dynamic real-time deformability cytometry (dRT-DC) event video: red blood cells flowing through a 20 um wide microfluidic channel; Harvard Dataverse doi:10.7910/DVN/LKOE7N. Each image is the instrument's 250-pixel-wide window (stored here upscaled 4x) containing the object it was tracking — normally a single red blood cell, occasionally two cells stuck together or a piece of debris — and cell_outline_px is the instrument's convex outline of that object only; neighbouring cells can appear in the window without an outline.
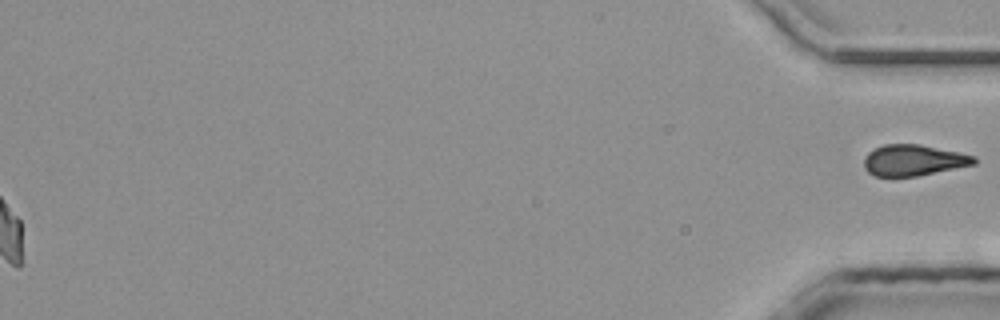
{"species": "common noctule bat (a hibernating species)", "species_latin": "Nyctalus noctula", "temperature_condition": "room temperature", "stored_images_in_passage": 45, "segment_of_instrument_passage": [2, 2], "camera_frame_rate_fps": 3000, "um_per_image_px": 0.085, "animal": {"sex": "male", "body_mass_g": 20.4}, "frame": {"image": 1, "passage_image": 45, "time_ms": 14.667, "image_size_px": [1000, 320], "cell_outline_px": [[976, 164], [916, 176], [876, 176], [868, 172], [864, 168], [864, 156], [868, 152], [884, 144], [920, 144], [960, 152], [976, 156]], "centroid_in_image_um": [77.65, 13.61], "position_along_channel_um": 357.5, "area_um2": 19.94}}